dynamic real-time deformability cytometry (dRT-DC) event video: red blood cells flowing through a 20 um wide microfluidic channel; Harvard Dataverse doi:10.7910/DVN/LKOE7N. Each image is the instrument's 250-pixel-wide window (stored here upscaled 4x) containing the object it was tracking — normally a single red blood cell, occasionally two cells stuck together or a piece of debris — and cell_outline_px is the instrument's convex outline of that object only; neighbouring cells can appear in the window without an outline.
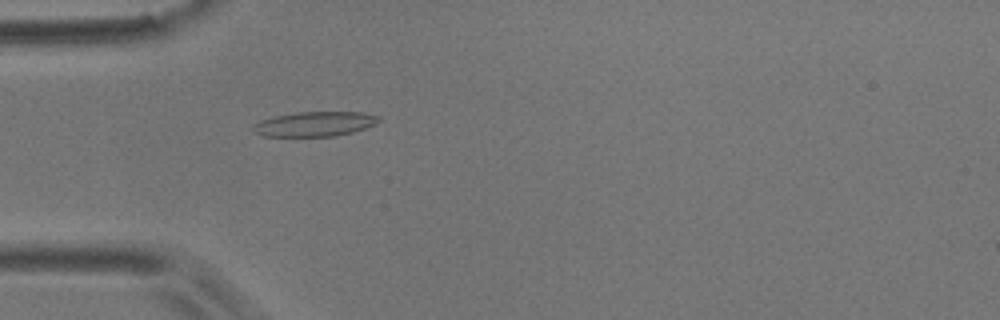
{"species": "common noctule bat (a hibernating species)", "species_latin": "Nyctalus noctula", "temperature_condition": "room temperature", "stored_images_in_passage": 3, "camera_frame_rate_fps": 3000, "um_per_image_px": 0.085, "animal": {"sex": "male", "body_mass_g": 17.9}, "frame": {"image": 1, "passage_image": 3, "time_ms": 2.333, "image_size_px": [1000, 320], "cell_outline_px": [[380, 120], [376, 124], [352, 132], [336, 136], [260, 136], [252, 132], [252, 124], [260, 120], [276, 116], [296, 112], [364, 112], [380, 116]], "centroid_in_image_um": [26.72, 10.54], "position_along_channel_um": 58.3, "area_um2": 18.26}}